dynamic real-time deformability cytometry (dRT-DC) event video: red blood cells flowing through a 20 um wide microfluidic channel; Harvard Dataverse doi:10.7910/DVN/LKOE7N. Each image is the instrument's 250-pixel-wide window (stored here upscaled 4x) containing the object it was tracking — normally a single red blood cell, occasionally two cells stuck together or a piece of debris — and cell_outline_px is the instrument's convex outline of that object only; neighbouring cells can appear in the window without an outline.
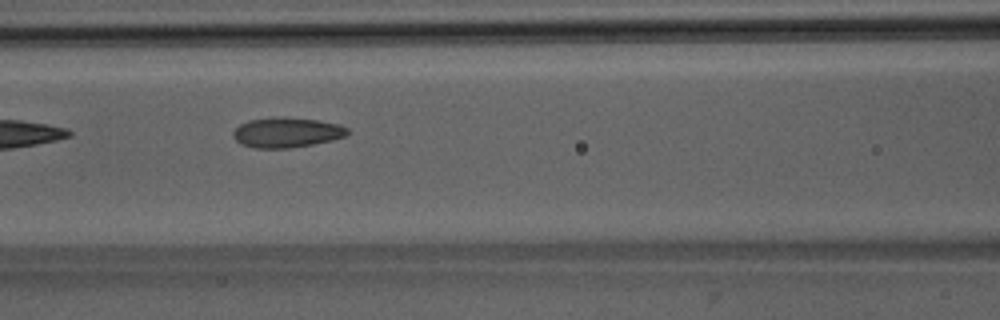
{"species": "Egyptian fruit bat (a non-hibernating species)", "species_latin": "Rousettus aegyptiacus", "temperature_condition": "room temperature", "stored_images_in_passage": 7, "camera_frame_rate_fps": 3000, "um_per_image_px": 0.085, "animal": {"sex": "male"}, "frame": {"image": 1, "passage_image": 4, "time_ms": 3.333, "image_size_px": [1000, 320], "cell_outline_px": [[348, 132], [344, 136], [332, 140], [312, 144], [288, 148], [256, 148], [240, 144], [232, 136], [232, 132], [240, 124], [248, 120], [320, 120], [340, 124], [348, 128]], "centroid_in_image_um": [24.37, 11.31], "position_along_channel_um": 142.2, "area_um2": 19.07}}